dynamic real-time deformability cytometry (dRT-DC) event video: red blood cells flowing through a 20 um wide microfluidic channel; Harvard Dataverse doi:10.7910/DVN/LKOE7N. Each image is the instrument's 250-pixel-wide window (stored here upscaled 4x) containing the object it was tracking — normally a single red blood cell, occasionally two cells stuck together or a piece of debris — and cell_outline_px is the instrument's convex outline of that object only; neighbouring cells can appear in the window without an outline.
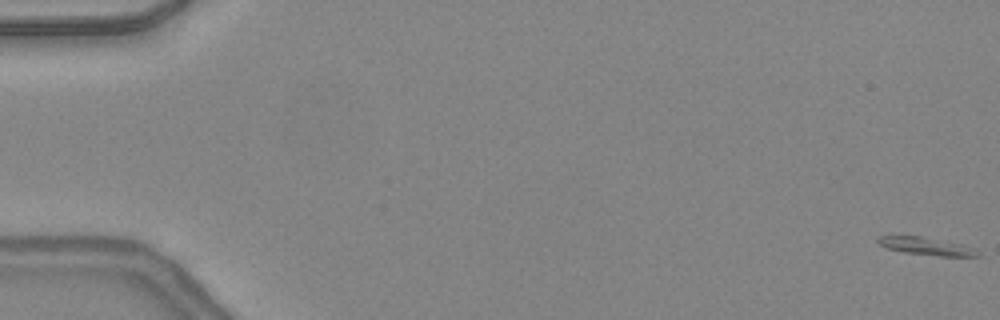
{"species": "common noctule bat (a hibernating species)", "species_latin": "Nyctalus noctula", "temperature_condition": "warm", "stored_images_in_passage": 48, "camera_frame_rate_fps": 3000, "um_per_image_px": 0.085, "animal": {"sex": "female", "body_mass_g": 24.6, "forearm_length_mm": 56.2}, "frame": {"image": 1, "passage_image": 1, "time_ms": 0.0, "image_size_px": [1000, 320], "cell_outline_px": [[980, 256], [940, 256], [904, 252], [888, 248], [880, 244], [876, 240], [880, 236], [920, 236], [960, 244], [976, 248], [980, 252]], "centroid_in_image_um": [78.79, 20.93], "position_along_channel_um": 6.2, "area_um2": 10.06}}
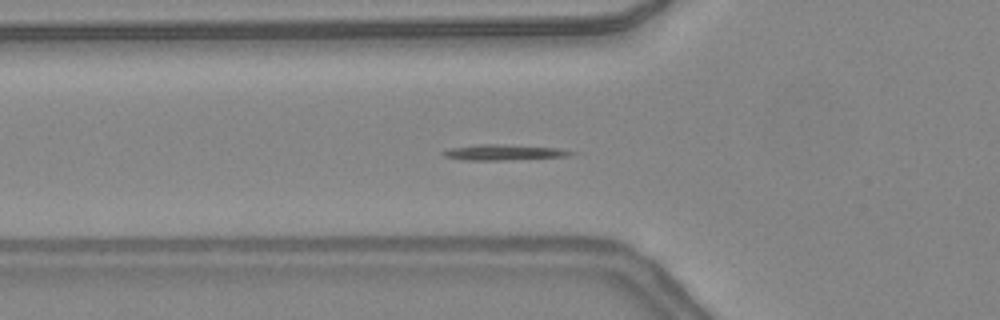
{"frame": {"image": 2, "passage_image": 18, "time_ms": 5.667, "image_size_px": [1000, 320], "cell_outline_px": [[576, 152], [568, 156], [508, 160], [464, 160], [444, 156], [440, 152], [448, 148], [476, 144], [500, 144], [560, 148]], "centroid_in_image_um": [42.77, 12.94], "position_along_channel_um": 83.0, "area_um2": 11.73}}
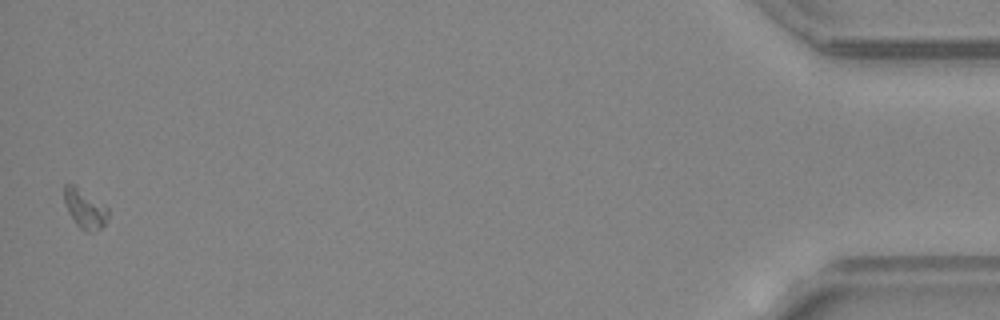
{"frame": {"image": 3, "passage_image": 48, "time_ms": 15.667, "image_size_px": [1000, 320], "cell_outline_px": [[108, 216], [104, 224], [100, 228], [92, 232], [84, 232], [76, 224], [68, 212], [64, 200], [64, 184], [76, 184], [108, 208]], "centroid_in_image_um": [7.19, 17.73], "position_along_channel_um": 428.0, "area_um2": 10.06}}